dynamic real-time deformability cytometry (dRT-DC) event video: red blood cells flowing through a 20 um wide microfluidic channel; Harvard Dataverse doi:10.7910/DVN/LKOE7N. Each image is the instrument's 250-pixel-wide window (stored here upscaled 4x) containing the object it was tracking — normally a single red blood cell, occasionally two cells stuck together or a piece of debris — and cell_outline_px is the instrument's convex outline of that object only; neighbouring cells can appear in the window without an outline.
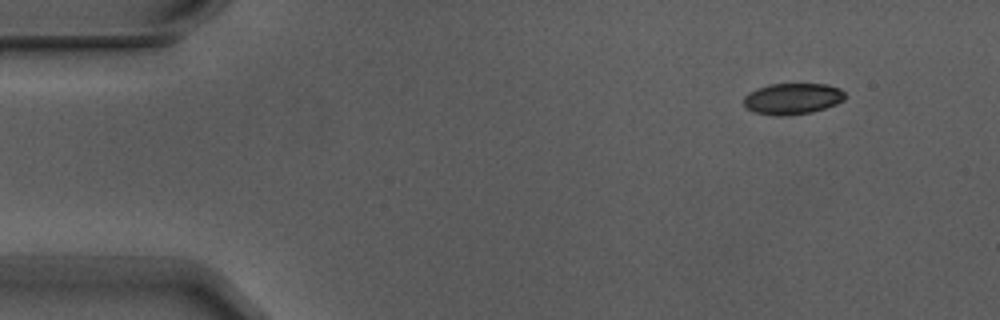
{"species": "Egyptian fruit bat (a non-hibernating species)", "species_latin": "Rousettus aegyptiacus", "temperature_condition": "warm", "stored_images_in_passage": 4, "camera_frame_rate_fps": 3000, "um_per_image_px": 0.085, "animal": {"sex": "male"}, "frame": {"image": 1, "passage_image": 1, "time_ms": 0.0, "image_size_px": [1000, 320], "cell_outline_px": [[844, 100], [836, 104], [812, 112], [788, 116], [772, 116], [756, 112], [748, 108], [744, 104], [744, 96], [748, 92], [756, 88], [768, 84], [828, 84], [840, 88], [844, 92]], "centroid_in_image_um": [67.35, 8.39], "position_along_channel_um": 17.6, "area_um2": 18.55}}